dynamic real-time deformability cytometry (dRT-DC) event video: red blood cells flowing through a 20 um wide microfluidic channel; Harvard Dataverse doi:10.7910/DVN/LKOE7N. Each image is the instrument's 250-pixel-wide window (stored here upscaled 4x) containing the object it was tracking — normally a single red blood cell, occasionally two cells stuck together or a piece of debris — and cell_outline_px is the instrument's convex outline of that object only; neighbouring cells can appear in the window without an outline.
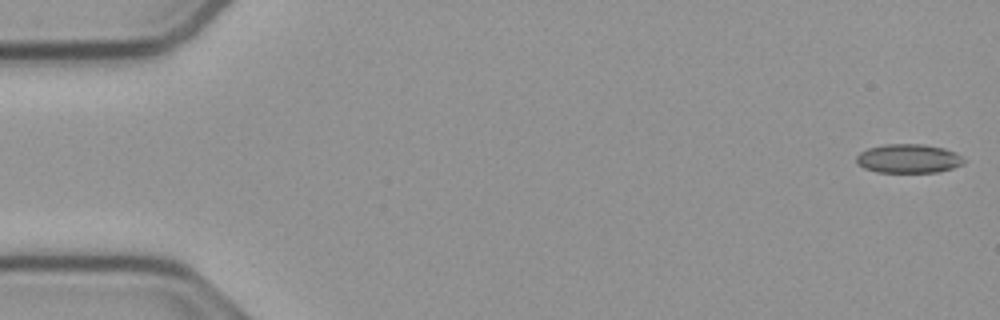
{"species": "common noctule bat (a hibernating species)", "species_latin": "Nyctalus noctula", "temperature_condition": "cold", "stored_images_in_passage": 54, "camera_frame_rate_fps": 3000, "um_per_image_px": 0.085, "animal": {"sex": "male", "body_mass_g": 23.1, "forearm_length_mm": 52.7}, "frame": {"image": 1, "passage_image": 1, "time_ms": 0.0, "image_size_px": [1000, 320], "cell_outline_px": [[968, 160], [964, 164], [940, 172], [876, 172], [864, 168], [856, 160], [856, 156], [860, 152], [868, 148], [884, 144], [920, 144], [944, 148], [956, 152]], "centroid_in_image_um": [77.27, 13.48], "position_along_channel_um": 7.7, "area_um2": 18.26}}
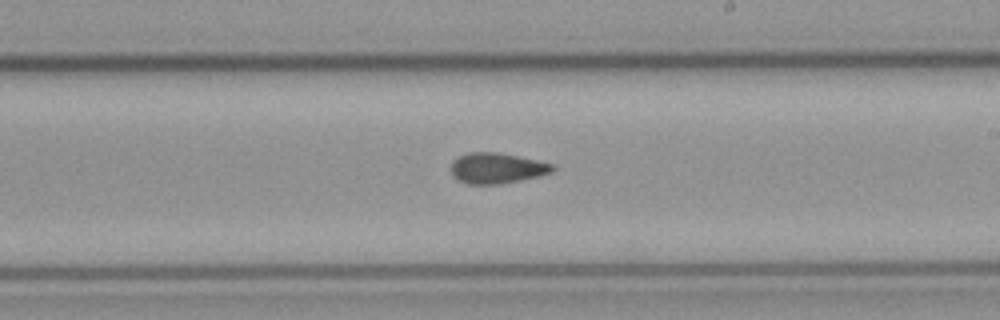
{"frame": {"image": 2, "passage_image": 31, "time_ms": 10.0, "image_size_px": [1000, 320], "cell_outline_px": [[556, 168], [552, 172], [520, 180], [500, 184], [468, 184], [452, 176], [452, 160], [460, 156], [472, 152], [496, 152], [536, 160], [552, 164]], "centroid_in_image_um": [42.22, 14.29], "position_along_channel_um": 246.8, "area_um2": 17.8}}
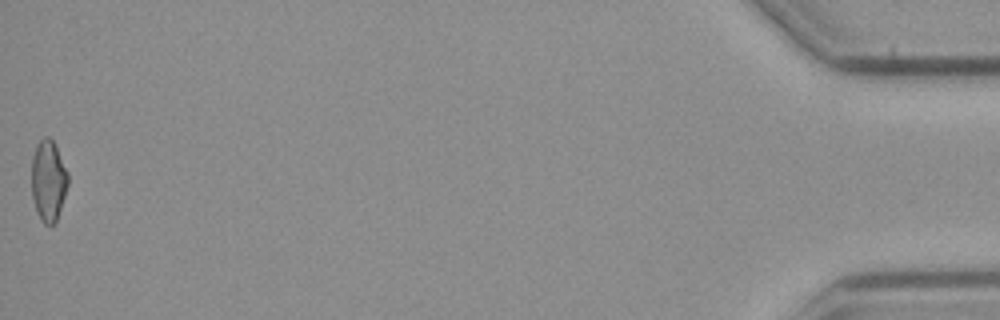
{"frame": {"image": 3, "passage_image": 54, "time_ms": 17.667, "image_size_px": [1000, 320], "cell_outline_px": [[68, 184], [56, 220], [52, 224], [44, 224], [40, 220], [36, 212], [32, 196], [32, 156], [36, 144], [44, 136], [48, 136], [52, 140], [68, 172]], "centroid_in_image_um": [4.09, 15.34], "position_along_channel_um": 431.1, "area_um2": 17.05}, "authors_computed_cell_mechanics": {"area_um2": 18.1203, "velocity_mm_per_s": 3.7917, "shape_relaxation_time_tau1_ms": null, "shape_relaxation_time_tau2_ms": 3.2559, "deformation_change_tau1": null, "deformation_change_tau2": 0.0889}}